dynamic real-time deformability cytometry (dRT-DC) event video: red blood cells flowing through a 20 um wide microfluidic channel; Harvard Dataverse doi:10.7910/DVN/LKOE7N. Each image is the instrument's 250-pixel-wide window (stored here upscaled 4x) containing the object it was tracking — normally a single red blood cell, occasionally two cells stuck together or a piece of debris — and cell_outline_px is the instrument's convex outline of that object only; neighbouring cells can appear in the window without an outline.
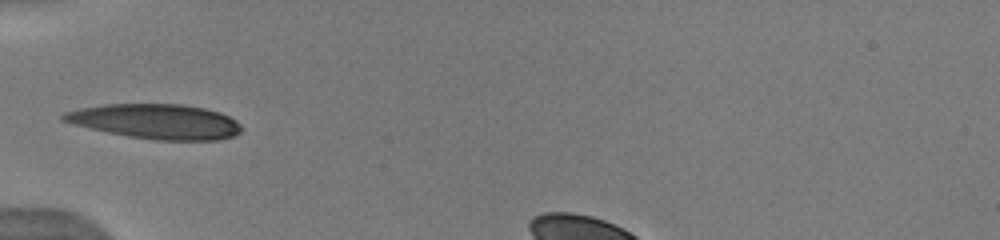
{"species": "human", "species_latin": "Homo sapiens", "temperature_condition": "warm", "stored_images_in_passage": 3, "camera_frame_rate_fps": 3000, "um_per_image_px": 0.085, "donor": {"sex": "male"}, "frame": {"image": 1, "passage_image": 1, "time_ms": 0.0, "image_size_px": [1000, 240], "cell_outline_px": [[240, 132], [236, 136], [216, 140], [156, 140], [128, 136], [88, 128], [72, 124], [60, 120], [60, 116], [64, 112], [80, 108], [104, 104], [184, 104], [204, 108], [220, 112], [236, 120], [240, 124]], "centroid_in_image_um": [13.23, 10.32], "position_along_channel_um": 71.8, "area_um2": 36.24}}